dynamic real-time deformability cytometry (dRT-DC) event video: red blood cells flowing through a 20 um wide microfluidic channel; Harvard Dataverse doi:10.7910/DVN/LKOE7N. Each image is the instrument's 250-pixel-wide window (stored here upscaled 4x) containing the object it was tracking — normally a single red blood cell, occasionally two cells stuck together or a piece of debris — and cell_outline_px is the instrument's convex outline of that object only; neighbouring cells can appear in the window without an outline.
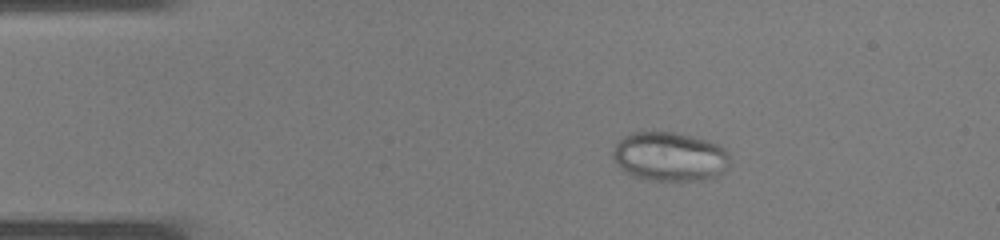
{"species": "common noctule bat (a hibernating species)", "species_latin": "Nyctalus noctula", "temperature_condition": "warm", "stored_images_in_passage": 32, "camera_frame_rate_fps": 3000, "um_per_image_px": 0.085, "animal": {"sex": "male", "body_mass_g": 19.0, "forearm_length_mm": 50.8}, "frame": {"image": 1, "passage_image": 1, "time_ms": 0.0, "image_size_px": [1000, 240], "cell_outline_px": [[728, 164], [724, 172], [716, 176], [700, 180], [680, 184], [652, 180], [632, 176], [620, 168], [616, 164], [612, 156], [612, 152], [616, 144], [624, 136], [632, 132], [676, 132], [708, 140], [724, 148], [728, 156]], "centroid_in_image_um": [56.91, 13.35], "position_along_channel_um": 28.1, "area_um2": 34.1}}
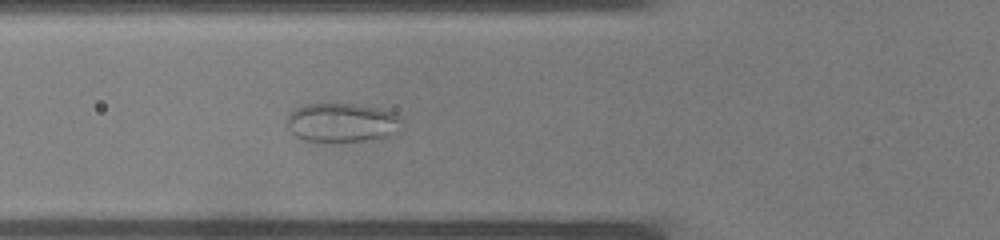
{"frame": {"image": 2, "passage_image": 8, "time_ms": 2.333, "image_size_px": [1000, 240], "cell_outline_px": [[400, 120], [396, 132], [380, 140], [304, 140], [296, 136], [288, 128], [288, 116], [296, 108], [304, 104], [352, 104], [380, 108], [392, 112], [400, 116]], "centroid_in_image_um": [29.08, 10.41], "position_along_channel_um": 96.7, "area_um2": 25.61}}
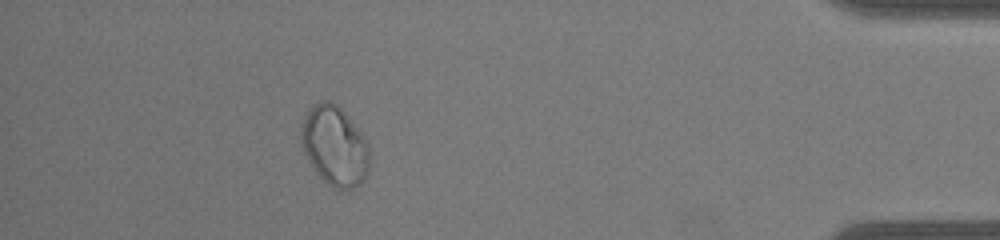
{"frame": {"image": 3, "passage_image": 28, "time_ms": 9.0, "image_size_px": [1000, 240], "cell_outline_px": [[368, 172], [364, 180], [348, 192], [332, 188], [316, 172], [300, 140], [300, 124], [308, 112], [316, 104], [324, 100], [328, 100], [336, 104], [344, 112], [364, 136], [368, 144]], "centroid_in_image_um": [28.46, 12.43], "position_along_channel_um": 406.7, "area_um2": 31.44}}